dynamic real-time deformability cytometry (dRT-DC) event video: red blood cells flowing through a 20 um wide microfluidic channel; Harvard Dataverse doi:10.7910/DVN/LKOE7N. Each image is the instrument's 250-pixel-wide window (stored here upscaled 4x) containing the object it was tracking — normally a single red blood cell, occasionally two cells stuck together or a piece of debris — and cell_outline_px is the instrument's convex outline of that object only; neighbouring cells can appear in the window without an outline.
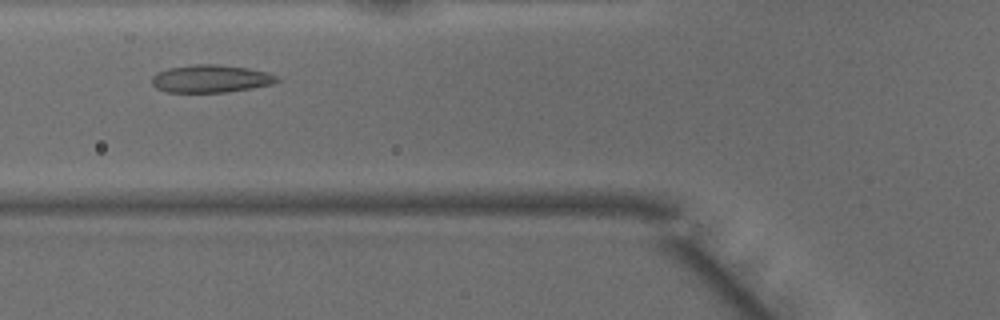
{"species": "common noctule bat (a hibernating species)", "species_latin": "Nyctalus noctula", "temperature_condition": "warm", "stored_images_in_passage": 39, "camera_frame_rate_fps": 3000, "um_per_image_px": 0.085, "animal": {"sex": "male", "body_mass_g": 15.6}, "frame": {"image": 1, "passage_image": 9, "time_ms": 2.667, "image_size_px": [1000, 320], "cell_outline_px": [[280, 80], [272, 84], [252, 88], [224, 92], [164, 92], [156, 88], [152, 84], [152, 76], [156, 72], [168, 68], [196, 64], [220, 64], [248, 68], [268, 72], [276, 76]], "centroid_in_image_um": [17.89, 6.68], "position_along_channel_um": 107.9, "area_um2": 20.29}}
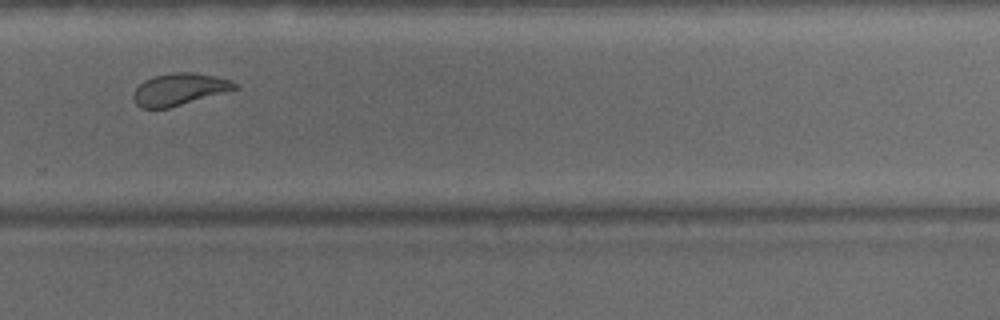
{"frame": {"image": 2, "passage_image": 24, "time_ms": 7.667, "image_size_px": [1000, 320], "cell_outline_px": [[240, 88], [168, 108], [140, 108], [136, 104], [132, 96], [132, 92], [144, 80], [156, 76], [172, 72], [196, 72], [216, 76], [240, 84]], "centroid_in_image_um": [15.25, 7.58], "position_along_channel_um": 314.5, "area_um2": 18.96}}
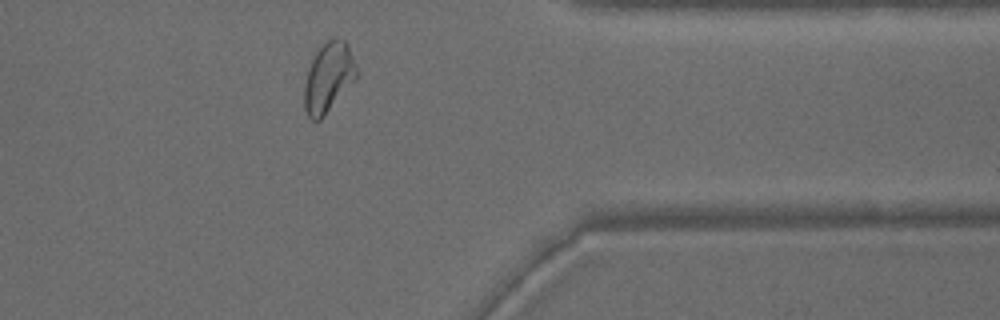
{"frame": {"image": 3, "passage_image": 30, "time_ms": 9.667, "image_size_px": [1000, 320], "cell_outline_px": [[360, 72], [324, 116], [320, 120], [312, 120], [308, 116], [304, 108], [304, 84], [308, 68], [316, 52], [332, 36], [336, 36], [344, 40], [348, 44]], "centroid_in_image_um": [27.93, 6.55], "position_along_channel_um": 383.5, "area_um2": 21.21}, "authors_computed_cell_mechanics": {"area_um2": 20.6924, "velocity_mm_per_s": 4.1358, "shape_relaxation_time_tau1_ms": 10.1989, "shape_relaxation_time_tau2_ms": 1.3061, "deformation_change_tau1": 0.2473, "deformation_change_tau2": 0.064}}